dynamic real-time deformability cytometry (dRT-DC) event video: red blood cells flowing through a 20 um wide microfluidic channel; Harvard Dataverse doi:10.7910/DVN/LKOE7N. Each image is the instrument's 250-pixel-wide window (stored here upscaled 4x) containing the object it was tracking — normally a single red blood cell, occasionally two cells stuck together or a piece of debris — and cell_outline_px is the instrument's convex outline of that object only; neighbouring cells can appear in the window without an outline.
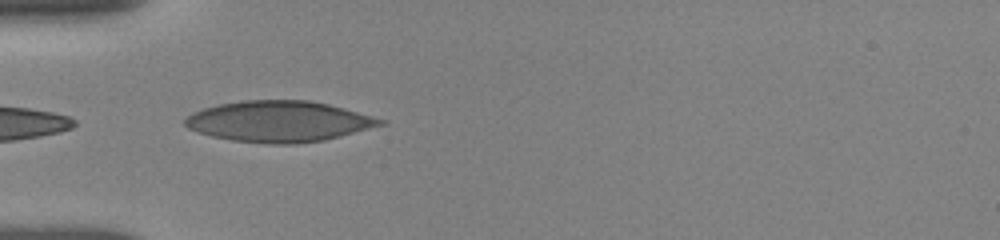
{"species": "human", "species_latin": "Homo sapiens", "temperature_condition": "room temperature", "stored_images_in_passage": 13, "camera_frame_rate_fps": 3000, "um_per_image_px": 0.085, "donor": {"sex": "female"}, "frame": {"image": 1, "passage_image": 9, "time_ms": 5.0, "image_size_px": [1000, 240], "cell_outline_px": [[388, 124], [324, 140], [296, 144], [268, 144], [232, 140], [212, 136], [196, 132], [188, 128], [184, 124], [184, 120], [192, 112], [204, 108], [220, 104], [244, 100], [308, 100], [328, 104], [344, 108], [388, 120]], "centroid_in_image_um": [23.74, 10.32], "position_along_channel_um": 61.3, "area_um2": 46.76}}